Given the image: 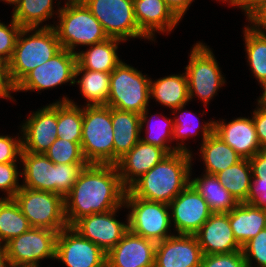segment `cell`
<instances>
[{
  "label": "cell",
  "mask_w": 266,
  "mask_h": 267,
  "mask_svg": "<svg viewBox=\"0 0 266 267\" xmlns=\"http://www.w3.org/2000/svg\"><path fill=\"white\" fill-rule=\"evenodd\" d=\"M111 107L83 106L81 149L88 164H114Z\"/></svg>",
  "instance_id": "5b68a950"
},
{
  "label": "cell",
  "mask_w": 266,
  "mask_h": 267,
  "mask_svg": "<svg viewBox=\"0 0 266 267\" xmlns=\"http://www.w3.org/2000/svg\"><path fill=\"white\" fill-rule=\"evenodd\" d=\"M150 79L140 70L121 61L111 72L107 106L139 115L148 107Z\"/></svg>",
  "instance_id": "8992f818"
},
{
  "label": "cell",
  "mask_w": 266,
  "mask_h": 267,
  "mask_svg": "<svg viewBox=\"0 0 266 267\" xmlns=\"http://www.w3.org/2000/svg\"><path fill=\"white\" fill-rule=\"evenodd\" d=\"M120 42L124 41L108 38L101 43L89 45L86 51H76L77 65L81 69L111 73L122 61L117 54Z\"/></svg>",
  "instance_id": "484cf974"
},
{
  "label": "cell",
  "mask_w": 266,
  "mask_h": 267,
  "mask_svg": "<svg viewBox=\"0 0 266 267\" xmlns=\"http://www.w3.org/2000/svg\"><path fill=\"white\" fill-rule=\"evenodd\" d=\"M148 117H149L148 116V108H146L142 112V114L140 115L141 132L144 128V125L147 124V127L145 129L146 136L140 137V140L145 142V143H149L151 145L163 148L168 154H172V153L177 152L176 146L172 147V146H170V144L168 145V143L173 142L174 122H173L172 117L167 118L163 115L164 119H162V120H164L163 121L164 123L161 124V126H158L159 128L157 127L158 124L156 125V123H154L155 124L154 125L153 122L150 120L154 117H157V115H155V114L151 115V117H149L150 119H148ZM150 121L152 123H150ZM154 121H156V120H154ZM150 124H152V125H150Z\"/></svg>",
  "instance_id": "8d00e7d4"
},
{
  "label": "cell",
  "mask_w": 266,
  "mask_h": 267,
  "mask_svg": "<svg viewBox=\"0 0 266 267\" xmlns=\"http://www.w3.org/2000/svg\"><path fill=\"white\" fill-rule=\"evenodd\" d=\"M11 92H16V86L11 80L8 63L0 61V97L15 101Z\"/></svg>",
  "instance_id": "7dc6e473"
},
{
  "label": "cell",
  "mask_w": 266,
  "mask_h": 267,
  "mask_svg": "<svg viewBox=\"0 0 266 267\" xmlns=\"http://www.w3.org/2000/svg\"><path fill=\"white\" fill-rule=\"evenodd\" d=\"M133 8L137 25L149 41L155 42V32L170 33L181 21L164 0H133Z\"/></svg>",
  "instance_id": "ffe728a7"
},
{
  "label": "cell",
  "mask_w": 266,
  "mask_h": 267,
  "mask_svg": "<svg viewBox=\"0 0 266 267\" xmlns=\"http://www.w3.org/2000/svg\"><path fill=\"white\" fill-rule=\"evenodd\" d=\"M124 206L130 209L126 221L134 234L156 243L174 235L169 231L172 223L168 204L147 201L126 190Z\"/></svg>",
  "instance_id": "52a82bcc"
},
{
  "label": "cell",
  "mask_w": 266,
  "mask_h": 267,
  "mask_svg": "<svg viewBox=\"0 0 266 267\" xmlns=\"http://www.w3.org/2000/svg\"><path fill=\"white\" fill-rule=\"evenodd\" d=\"M168 205L177 234L194 235L212 214L205 199L191 184Z\"/></svg>",
  "instance_id": "5bb4252c"
},
{
  "label": "cell",
  "mask_w": 266,
  "mask_h": 267,
  "mask_svg": "<svg viewBox=\"0 0 266 267\" xmlns=\"http://www.w3.org/2000/svg\"><path fill=\"white\" fill-rule=\"evenodd\" d=\"M121 208L123 207L82 217L71 227L107 254L128 231V223L120 222L115 218Z\"/></svg>",
  "instance_id": "9a60e30c"
},
{
  "label": "cell",
  "mask_w": 266,
  "mask_h": 267,
  "mask_svg": "<svg viewBox=\"0 0 266 267\" xmlns=\"http://www.w3.org/2000/svg\"><path fill=\"white\" fill-rule=\"evenodd\" d=\"M21 152L22 136L19 137L18 135V137L13 138L9 135H0V163L17 162Z\"/></svg>",
  "instance_id": "ee69618b"
},
{
  "label": "cell",
  "mask_w": 266,
  "mask_h": 267,
  "mask_svg": "<svg viewBox=\"0 0 266 267\" xmlns=\"http://www.w3.org/2000/svg\"><path fill=\"white\" fill-rule=\"evenodd\" d=\"M169 155L163 148L141 140L115 164L123 186L128 189L137 179Z\"/></svg>",
  "instance_id": "7402d4cb"
},
{
  "label": "cell",
  "mask_w": 266,
  "mask_h": 267,
  "mask_svg": "<svg viewBox=\"0 0 266 267\" xmlns=\"http://www.w3.org/2000/svg\"><path fill=\"white\" fill-rule=\"evenodd\" d=\"M66 2V4H68V3H76V2H83V0H65Z\"/></svg>",
  "instance_id": "9f6ffc18"
},
{
  "label": "cell",
  "mask_w": 266,
  "mask_h": 267,
  "mask_svg": "<svg viewBox=\"0 0 266 267\" xmlns=\"http://www.w3.org/2000/svg\"><path fill=\"white\" fill-rule=\"evenodd\" d=\"M44 154L54 164L88 163L83 156L81 143L61 138H57Z\"/></svg>",
  "instance_id": "74e56055"
},
{
  "label": "cell",
  "mask_w": 266,
  "mask_h": 267,
  "mask_svg": "<svg viewBox=\"0 0 266 267\" xmlns=\"http://www.w3.org/2000/svg\"><path fill=\"white\" fill-rule=\"evenodd\" d=\"M10 267H39V266H10Z\"/></svg>",
  "instance_id": "680465c9"
},
{
  "label": "cell",
  "mask_w": 266,
  "mask_h": 267,
  "mask_svg": "<svg viewBox=\"0 0 266 267\" xmlns=\"http://www.w3.org/2000/svg\"><path fill=\"white\" fill-rule=\"evenodd\" d=\"M257 108L252 113L257 138L262 148H266V104L257 99Z\"/></svg>",
  "instance_id": "f6af8a7d"
},
{
  "label": "cell",
  "mask_w": 266,
  "mask_h": 267,
  "mask_svg": "<svg viewBox=\"0 0 266 267\" xmlns=\"http://www.w3.org/2000/svg\"><path fill=\"white\" fill-rule=\"evenodd\" d=\"M185 105L187 104L181 105L180 107L172 110L173 115L176 114L178 110H179L178 113L182 111L180 115L176 116L173 119V122H174L173 141L177 140L176 142H178V140H181L180 141L181 143L178 142L176 144V151H184V152L192 153V151H190V149L186 147V144H184L185 143L184 141L187 140V138L191 136L193 137V136L198 135V129H199V131L202 132L201 138L203 142L209 135H211L214 132V120L204 122L203 125H200L199 118L195 117L196 115L194 113L183 110Z\"/></svg>",
  "instance_id": "d6a6232c"
},
{
  "label": "cell",
  "mask_w": 266,
  "mask_h": 267,
  "mask_svg": "<svg viewBox=\"0 0 266 267\" xmlns=\"http://www.w3.org/2000/svg\"><path fill=\"white\" fill-rule=\"evenodd\" d=\"M248 203L266 209V178H252Z\"/></svg>",
  "instance_id": "bcb514c9"
},
{
  "label": "cell",
  "mask_w": 266,
  "mask_h": 267,
  "mask_svg": "<svg viewBox=\"0 0 266 267\" xmlns=\"http://www.w3.org/2000/svg\"><path fill=\"white\" fill-rule=\"evenodd\" d=\"M81 78L77 79V76ZM110 75L108 72L91 71L75 67L74 83L80 85L81 95L88 101V106L106 105L110 92ZM77 79V80H76Z\"/></svg>",
  "instance_id": "f546056e"
},
{
  "label": "cell",
  "mask_w": 266,
  "mask_h": 267,
  "mask_svg": "<svg viewBox=\"0 0 266 267\" xmlns=\"http://www.w3.org/2000/svg\"><path fill=\"white\" fill-rule=\"evenodd\" d=\"M252 178H266V148H262L249 159Z\"/></svg>",
  "instance_id": "681fc988"
},
{
  "label": "cell",
  "mask_w": 266,
  "mask_h": 267,
  "mask_svg": "<svg viewBox=\"0 0 266 267\" xmlns=\"http://www.w3.org/2000/svg\"><path fill=\"white\" fill-rule=\"evenodd\" d=\"M150 98L171 110L188 104L190 99L186 73L172 74L154 81L150 79Z\"/></svg>",
  "instance_id": "4316f807"
},
{
  "label": "cell",
  "mask_w": 266,
  "mask_h": 267,
  "mask_svg": "<svg viewBox=\"0 0 266 267\" xmlns=\"http://www.w3.org/2000/svg\"><path fill=\"white\" fill-rule=\"evenodd\" d=\"M76 53L62 48L51 59L30 71L17 85L16 92L39 91L70 82L74 86Z\"/></svg>",
  "instance_id": "7c38bea8"
},
{
  "label": "cell",
  "mask_w": 266,
  "mask_h": 267,
  "mask_svg": "<svg viewBox=\"0 0 266 267\" xmlns=\"http://www.w3.org/2000/svg\"><path fill=\"white\" fill-rule=\"evenodd\" d=\"M199 149L200 157L206 168L204 171L207 174L216 175L242 159L214 132L201 143Z\"/></svg>",
  "instance_id": "83f0119b"
},
{
  "label": "cell",
  "mask_w": 266,
  "mask_h": 267,
  "mask_svg": "<svg viewBox=\"0 0 266 267\" xmlns=\"http://www.w3.org/2000/svg\"><path fill=\"white\" fill-rule=\"evenodd\" d=\"M126 188L114 164H88L64 197L68 226L82 217L124 207Z\"/></svg>",
  "instance_id": "6da1fadb"
},
{
  "label": "cell",
  "mask_w": 266,
  "mask_h": 267,
  "mask_svg": "<svg viewBox=\"0 0 266 267\" xmlns=\"http://www.w3.org/2000/svg\"><path fill=\"white\" fill-rule=\"evenodd\" d=\"M57 231L31 227L4 244L10 266H39L40 260H55Z\"/></svg>",
  "instance_id": "8fae6325"
},
{
  "label": "cell",
  "mask_w": 266,
  "mask_h": 267,
  "mask_svg": "<svg viewBox=\"0 0 266 267\" xmlns=\"http://www.w3.org/2000/svg\"><path fill=\"white\" fill-rule=\"evenodd\" d=\"M31 228L14 198H0V245Z\"/></svg>",
  "instance_id": "e575fe53"
},
{
  "label": "cell",
  "mask_w": 266,
  "mask_h": 267,
  "mask_svg": "<svg viewBox=\"0 0 266 267\" xmlns=\"http://www.w3.org/2000/svg\"><path fill=\"white\" fill-rule=\"evenodd\" d=\"M19 160L23 165L22 187L54 192L53 162L45 154L21 152Z\"/></svg>",
  "instance_id": "d4e9b609"
},
{
  "label": "cell",
  "mask_w": 266,
  "mask_h": 267,
  "mask_svg": "<svg viewBox=\"0 0 266 267\" xmlns=\"http://www.w3.org/2000/svg\"><path fill=\"white\" fill-rule=\"evenodd\" d=\"M76 104L66 96L57 101V137L81 143L83 106Z\"/></svg>",
  "instance_id": "4dcf8cb0"
},
{
  "label": "cell",
  "mask_w": 266,
  "mask_h": 267,
  "mask_svg": "<svg viewBox=\"0 0 266 267\" xmlns=\"http://www.w3.org/2000/svg\"><path fill=\"white\" fill-rule=\"evenodd\" d=\"M200 267H247L242 250L226 254L203 255Z\"/></svg>",
  "instance_id": "7bdbcfd3"
},
{
  "label": "cell",
  "mask_w": 266,
  "mask_h": 267,
  "mask_svg": "<svg viewBox=\"0 0 266 267\" xmlns=\"http://www.w3.org/2000/svg\"><path fill=\"white\" fill-rule=\"evenodd\" d=\"M218 1H222V2H227V4L229 3V5H231L235 0H218Z\"/></svg>",
  "instance_id": "6f0895ef"
},
{
  "label": "cell",
  "mask_w": 266,
  "mask_h": 267,
  "mask_svg": "<svg viewBox=\"0 0 266 267\" xmlns=\"http://www.w3.org/2000/svg\"><path fill=\"white\" fill-rule=\"evenodd\" d=\"M219 182L238 203H248V194L252 183V170L249 159L239 162L216 174Z\"/></svg>",
  "instance_id": "1f68e13d"
},
{
  "label": "cell",
  "mask_w": 266,
  "mask_h": 267,
  "mask_svg": "<svg viewBox=\"0 0 266 267\" xmlns=\"http://www.w3.org/2000/svg\"><path fill=\"white\" fill-rule=\"evenodd\" d=\"M88 163L54 164L53 183L54 193L65 197L72 189L79 174Z\"/></svg>",
  "instance_id": "f35d334b"
},
{
  "label": "cell",
  "mask_w": 266,
  "mask_h": 267,
  "mask_svg": "<svg viewBox=\"0 0 266 267\" xmlns=\"http://www.w3.org/2000/svg\"><path fill=\"white\" fill-rule=\"evenodd\" d=\"M189 55V63L185 67L188 81L189 99L197 96L204 106L217 94L219 87L226 82L221 69L212 52L205 43L193 45Z\"/></svg>",
  "instance_id": "9c48e42d"
},
{
  "label": "cell",
  "mask_w": 266,
  "mask_h": 267,
  "mask_svg": "<svg viewBox=\"0 0 266 267\" xmlns=\"http://www.w3.org/2000/svg\"><path fill=\"white\" fill-rule=\"evenodd\" d=\"M247 267H266V228L242 246ZM257 264L253 265V262Z\"/></svg>",
  "instance_id": "ab89813d"
},
{
  "label": "cell",
  "mask_w": 266,
  "mask_h": 267,
  "mask_svg": "<svg viewBox=\"0 0 266 267\" xmlns=\"http://www.w3.org/2000/svg\"><path fill=\"white\" fill-rule=\"evenodd\" d=\"M0 1H4L8 4L11 5H15L14 8H16V6L21 2V0H0Z\"/></svg>",
  "instance_id": "11a10c76"
},
{
  "label": "cell",
  "mask_w": 266,
  "mask_h": 267,
  "mask_svg": "<svg viewBox=\"0 0 266 267\" xmlns=\"http://www.w3.org/2000/svg\"><path fill=\"white\" fill-rule=\"evenodd\" d=\"M16 163L19 162L0 163V190L6 192L3 198H14L22 187L18 182L21 171H18Z\"/></svg>",
  "instance_id": "b9f144b4"
},
{
  "label": "cell",
  "mask_w": 266,
  "mask_h": 267,
  "mask_svg": "<svg viewBox=\"0 0 266 267\" xmlns=\"http://www.w3.org/2000/svg\"><path fill=\"white\" fill-rule=\"evenodd\" d=\"M8 25L0 22V61L9 63L22 27L11 18Z\"/></svg>",
  "instance_id": "60d3db41"
},
{
  "label": "cell",
  "mask_w": 266,
  "mask_h": 267,
  "mask_svg": "<svg viewBox=\"0 0 266 267\" xmlns=\"http://www.w3.org/2000/svg\"><path fill=\"white\" fill-rule=\"evenodd\" d=\"M58 7V23L53 27L62 48L76 53L75 48L101 43L109 37L101 23L84 2L68 3Z\"/></svg>",
  "instance_id": "277c9868"
},
{
  "label": "cell",
  "mask_w": 266,
  "mask_h": 267,
  "mask_svg": "<svg viewBox=\"0 0 266 267\" xmlns=\"http://www.w3.org/2000/svg\"><path fill=\"white\" fill-rule=\"evenodd\" d=\"M21 128L22 152L44 154L57 137V101L28 116Z\"/></svg>",
  "instance_id": "2e32d148"
},
{
  "label": "cell",
  "mask_w": 266,
  "mask_h": 267,
  "mask_svg": "<svg viewBox=\"0 0 266 267\" xmlns=\"http://www.w3.org/2000/svg\"><path fill=\"white\" fill-rule=\"evenodd\" d=\"M266 0H235L230 6H238L242 9V12H245L246 19Z\"/></svg>",
  "instance_id": "f907efd6"
},
{
  "label": "cell",
  "mask_w": 266,
  "mask_h": 267,
  "mask_svg": "<svg viewBox=\"0 0 266 267\" xmlns=\"http://www.w3.org/2000/svg\"><path fill=\"white\" fill-rule=\"evenodd\" d=\"M214 133L242 158L250 159L262 149L253 117H238L228 123L224 119L214 120Z\"/></svg>",
  "instance_id": "44dd1931"
},
{
  "label": "cell",
  "mask_w": 266,
  "mask_h": 267,
  "mask_svg": "<svg viewBox=\"0 0 266 267\" xmlns=\"http://www.w3.org/2000/svg\"><path fill=\"white\" fill-rule=\"evenodd\" d=\"M190 184L205 199L212 213H228L238 204L216 175L205 173L190 179Z\"/></svg>",
  "instance_id": "f1b7e54d"
},
{
  "label": "cell",
  "mask_w": 266,
  "mask_h": 267,
  "mask_svg": "<svg viewBox=\"0 0 266 267\" xmlns=\"http://www.w3.org/2000/svg\"><path fill=\"white\" fill-rule=\"evenodd\" d=\"M14 200L31 227L59 232L68 226L64 197L58 193L21 187L14 196Z\"/></svg>",
  "instance_id": "ba28073f"
},
{
  "label": "cell",
  "mask_w": 266,
  "mask_h": 267,
  "mask_svg": "<svg viewBox=\"0 0 266 267\" xmlns=\"http://www.w3.org/2000/svg\"><path fill=\"white\" fill-rule=\"evenodd\" d=\"M61 49L53 27L22 28L8 63L13 84L16 86L30 71L51 59Z\"/></svg>",
  "instance_id": "3957f363"
},
{
  "label": "cell",
  "mask_w": 266,
  "mask_h": 267,
  "mask_svg": "<svg viewBox=\"0 0 266 267\" xmlns=\"http://www.w3.org/2000/svg\"><path fill=\"white\" fill-rule=\"evenodd\" d=\"M101 23L109 38L124 42L130 38H148L141 32L134 17L133 0H83Z\"/></svg>",
  "instance_id": "30bf717a"
},
{
  "label": "cell",
  "mask_w": 266,
  "mask_h": 267,
  "mask_svg": "<svg viewBox=\"0 0 266 267\" xmlns=\"http://www.w3.org/2000/svg\"><path fill=\"white\" fill-rule=\"evenodd\" d=\"M262 89H263V90H262V91H263V92H262L263 94H262L261 96H259V99H258V100H259L260 102L266 104V85H265L264 87H262Z\"/></svg>",
  "instance_id": "db71d44e"
},
{
  "label": "cell",
  "mask_w": 266,
  "mask_h": 267,
  "mask_svg": "<svg viewBox=\"0 0 266 267\" xmlns=\"http://www.w3.org/2000/svg\"><path fill=\"white\" fill-rule=\"evenodd\" d=\"M107 254L71 226L58 232L55 259L67 267H106Z\"/></svg>",
  "instance_id": "4fadbf2b"
},
{
  "label": "cell",
  "mask_w": 266,
  "mask_h": 267,
  "mask_svg": "<svg viewBox=\"0 0 266 267\" xmlns=\"http://www.w3.org/2000/svg\"><path fill=\"white\" fill-rule=\"evenodd\" d=\"M203 255L226 254L242 250L233 236L228 213H212L194 234Z\"/></svg>",
  "instance_id": "d6986e66"
},
{
  "label": "cell",
  "mask_w": 266,
  "mask_h": 267,
  "mask_svg": "<svg viewBox=\"0 0 266 267\" xmlns=\"http://www.w3.org/2000/svg\"><path fill=\"white\" fill-rule=\"evenodd\" d=\"M171 10L182 19L194 0H164Z\"/></svg>",
  "instance_id": "816d5d0a"
},
{
  "label": "cell",
  "mask_w": 266,
  "mask_h": 267,
  "mask_svg": "<svg viewBox=\"0 0 266 267\" xmlns=\"http://www.w3.org/2000/svg\"><path fill=\"white\" fill-rule=\"evenodd\" d=\"M111 120L114 129V165L140 140V115L111 107Z\"/></svg>",
  "instance_id": "cb8c5ba5"
},
{
  "label": "cell",
  "mask_w": 266,
  "mask_h": 267,
  "mask_svg": "<svg viewBox=\"0 0 266 267\" xmlns=\"http://www.w3.org/2000/svg\"><path fill=\"white\" fill-rule=\"evenodd\" d=\"M157 243L128 230L106 256V267H154Z\"/></svg>",
  "instance_id": "ac0fdd59"
},
{
  "label": "cell",
  "mask_w": 266,
  "mask_h": 267,
  "mask_svg": "<svg viewBox=\"0 0 266 267\" xmlns=\"http://www.w3.org/2000/svg\"><path fill=\"white\" fill-rule=\"evenodd\" d=\"M245 51L250 69L261 87L266 85V36L254 32L247 25L243 30Z\"/></svg>",
  "instance_id": "d590c367"
},
{
  "label": "cell",
  "mask_w": 266,
  "mask_h": 267,
  "mask_svg": "<svg viewBox=\"0 0 266 267\" xmlns=\"http://www.w3.org/2000/svg\"><path fill=\"white\" fill-rule=\"evenodd\" d=\"M202 258L195 235L174 234L157 243L154 267H200Z\"/></svg>",
  "instance_id": "e0dca14e"
},
{
  "label": "cell",
  "mask_w": 266,
  "mask_h": 267,
  "mask_svg": "<svg viewBox=\"0 0 266 267\" xmlns=\"http://www.w3.org/2000/svg\"><path fill=\"white\" fill-rule=\"evenodd\" d=\"M0 267H10L4 245H0Z\"/></svg>",
  "instance_id": "f5cc1de1"
},
{
  "label": "cell",
  "mask_w": 266,
  "mask_h": 267,
  "mask_svg": "<svg viewBox=\"0 0 266 267\" xmlns=\"http://www.w3.org/2000/svg\"><path fill=\"white\" fill-rule=\"evenodd\" d=\"M229 222L235 240L242 247L266 228V209L252 203H238L229 212Z\"/></svg>",
  "instance_id": "603a6c76"
},
{
  "label": "cell",
  "mask_w": 266,
  "mask_h": 267,
  "mask_svg": "<svg viewBox=\"0 0 266 267\" xmlns=\"http://www.w3.org/2000/svg\"><path fill=\"white\" fill-rule=\"evenodd\" d=\"M54 14L53 0H21L16 8H13L11 17L22 28H52L53 24L42 26V23Z\"/></svg>",
  "instance_id": "836d02e7"
},
{
  "label": "cell",
  "mask_w": 266,
  "mask_h": 267,
  "mask_svg": "<svg viewBox=\"0 0 266 267\" xmlns=\"http://www.w3.org/2000/svg\"><path fill=\"white\" fill-rule=\"evenodd\" d=\"M247 20L250 23L248 24L249 28L256 33L266 36V2L256 9Z\"/></svg>",
  "instance_id": "c3c4849f"
},
{
  "label": "cell",
  "mask_w": 266,
  "mask_h": 267,
  "mask_svg": "<svg viewBox=\"0 0 266 267\" xmlns=\"http://www.w3.org/2000/svg\"><path fill=\"white\" fill-rule=\"evenodd\" d=\"M192 156L184 151L167 155L127 190L135 197L169 204L190 184Z\"/></svg>",
  "instance_id": "7a4b0ae2"
}]
</instances>
